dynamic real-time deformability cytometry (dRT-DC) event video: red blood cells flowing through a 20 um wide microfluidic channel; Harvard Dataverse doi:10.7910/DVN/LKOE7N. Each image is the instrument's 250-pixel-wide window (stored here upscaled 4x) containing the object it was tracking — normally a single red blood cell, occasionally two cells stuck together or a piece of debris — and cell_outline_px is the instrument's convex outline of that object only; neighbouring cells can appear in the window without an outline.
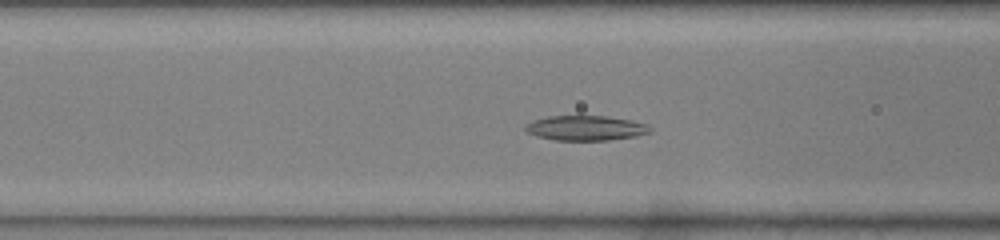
{"species": "common noctule bat (a hibernating species)", "species_latin": "Nyctalus noctula", "temperature_condition": "warm", "stored_images_in_passage": 40, "segment_of_instrument_passage": [1, 2], "camera_frame_rate_fps": 3000, "um_per_image_px": 0.085, "animal": {"sex": "male", "body_mass_g": 19.0, "forearm_length_mm": 50.8}, "frame": {"image": 1, "passage_image": 12, "time_ms": 3.667, "image_size_px": [1000, 240], "cell_outline_px": [[652, 132], [636, 136], [608, 140], [556, 140], [536, 136], [528, 132], [524, 128], [532, 120], [548, 116], [608, 116], [632, 120], [648, 124], [652, 128]], "centroid_in_image_um": [49.83, 10.88], "position_along_channel_um": 116.8, "area_um2": 18.15}}
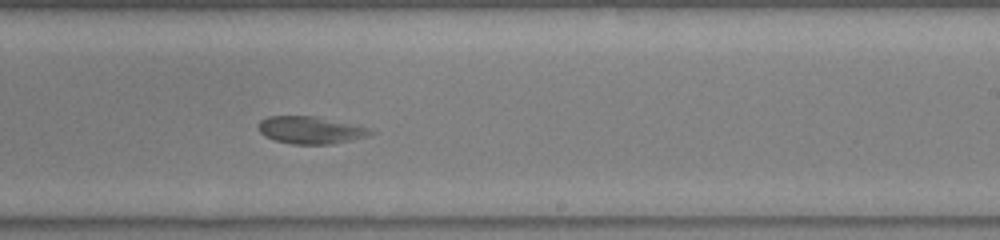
{"frame": {"image": 2, "passage_image": 22, "time_ms": 7.0, "image_size_px": [1000, 240], "cell_outline_px": [[376, 132], [368, 136], [352, 140], [332, 144], [292, 144], [272, 140], [264, 136], [260, 132], [260, 120], [268, 116], [320, 116], [372, 128]], "centroid_in_image_um": [26.46, 11.05], "position_along_channel_um": 262.5, "area_um2": 18.21}}
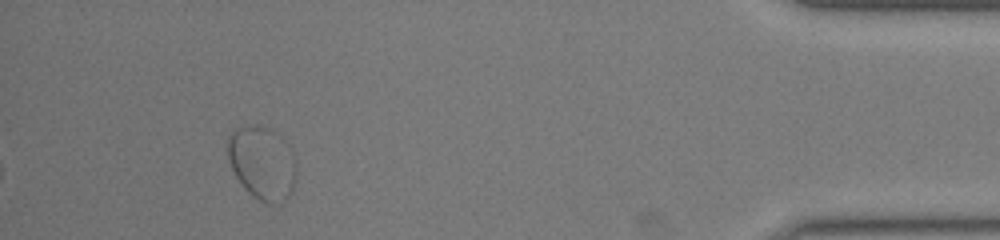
{"frame": {"image": 3, "passage_image": 36, "time_ms": 11.667, "image_size_px": [1000, 240], "cell_outline_px": [[296, 176], [292, 192], [280, 204], [268, 204], [252, 196], [244, 188], [236, 176], [228, 160], [228, 136], [232, 128], [256, 124], [272, 128], [288, 144], [292, 152], [296, 164]], "centroid_in_image_um": [22.29, 13.83], "position_along_channel_um": 412.9, "area_um2": 29.82}}